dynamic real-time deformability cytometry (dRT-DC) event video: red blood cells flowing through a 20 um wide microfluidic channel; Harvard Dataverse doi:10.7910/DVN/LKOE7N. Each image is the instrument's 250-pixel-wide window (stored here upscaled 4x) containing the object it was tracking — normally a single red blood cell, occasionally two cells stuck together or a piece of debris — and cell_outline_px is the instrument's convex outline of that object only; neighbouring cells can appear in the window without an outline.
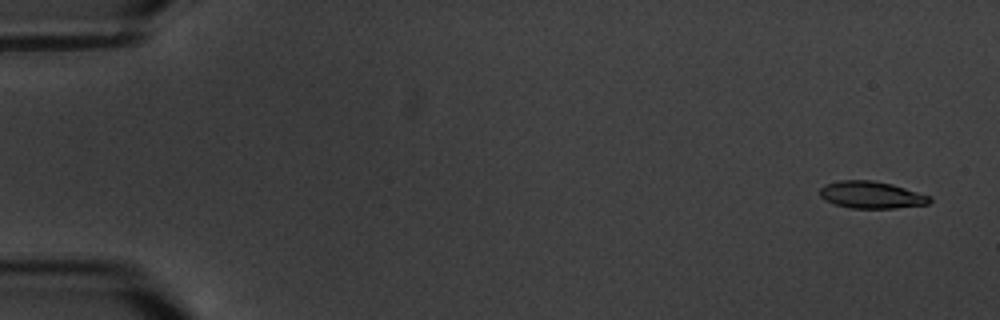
{"species": "common noctule bat (a hibernating species)", "species_latin": "Nyctalus noctula", "temperature_condition": "warm", "stored_images_in_passage": 5, "camera_frame_rate_fps": 3000, "um_per_image_px": 0.085, "animal": {"sex": "male", "body_mass_g": 20.1, "forearm_length_mm": 53.5}, "frame": {"image": 1, "passage_image": 1, "time_ms": 0.0, "image_size_px": [1000, 320], "cell_outline_px": [[932, 200], [928, 204], [896, 208], [848, 208], [824, 200], [820, 196], [820, 188], [828, 184], [840, 180], [872, 180], [892, 184], [932, 196]], "centroid_in_image_um": [74.09, 16.57], "position_along_channel_um": 10.9, "area_um2": 17.34}}
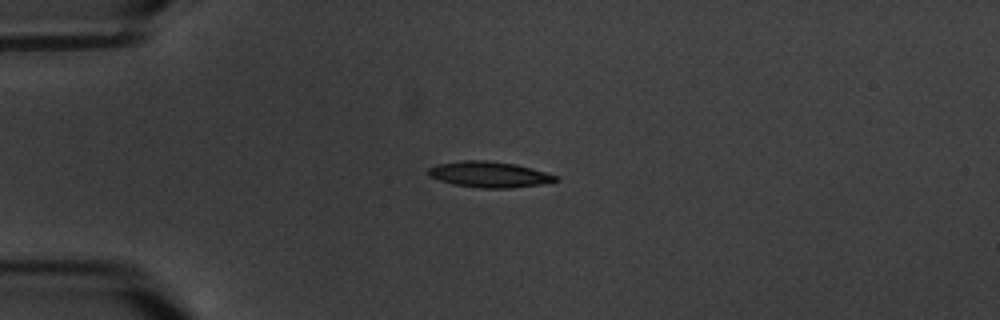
{"frame": {"image": 2, "passage_image": 4, "time_ms": 4.333, "image_size_px": [1000, 320], "cell_outline_px": [[560, 180], [540, 184], [512, 188], [480, 188], [452, 184], [428, 176], [428, 168], [436, 164], [464, 160], [484, 160], [516, 164], [544, 172], [556, 176]], "centroid_in_image_um": [41.54, 14.83], "position_along_channel_um": 43.5, "area_um2": 19.07}}